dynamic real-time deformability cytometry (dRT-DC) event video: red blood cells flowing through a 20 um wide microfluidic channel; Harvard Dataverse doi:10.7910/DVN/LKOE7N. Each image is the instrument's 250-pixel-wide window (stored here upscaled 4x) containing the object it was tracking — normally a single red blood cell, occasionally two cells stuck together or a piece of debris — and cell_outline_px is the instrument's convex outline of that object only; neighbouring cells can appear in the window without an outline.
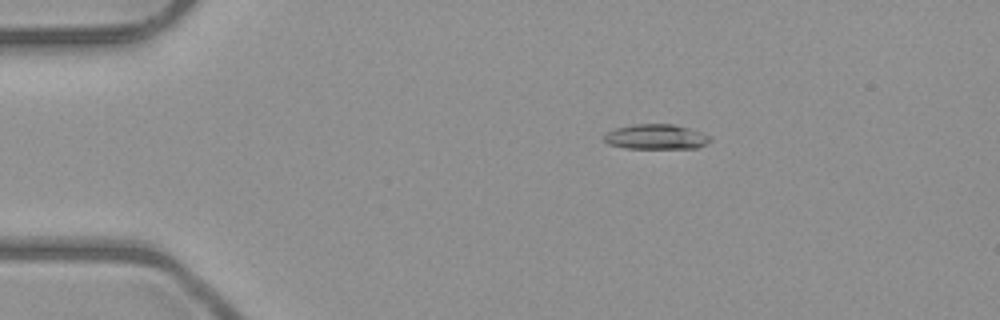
{"species": "common noctule bat (a hibernating species)", "species_latin": "Nyctalus noctula", "temperature_condition": "room temperature", "stored_images_in_passage": 6, "camera_frame_rate_fps": 3000, "um_per_image_px": 0.085, "animal": {"sex": "male", "body_mass_g": 23.1, "forearm_length_mm": 52.7}, "frame": {"image": 1, "passage_image": 2, "time_ms": 1.0, "image_size_px": [1000, 320], "cell_outline_px": [[712, 140], [696, 148], [624, 148], [608, 144], [604, 140], [604, 136], [608, 132], [616, 128], [632, 124], [672, 124], [688, 128], [712, 136]], "centroid_in_image_um": [55.76, 11.63], "position_along_channel_um": 29.2, "area_um2": 15.37}}
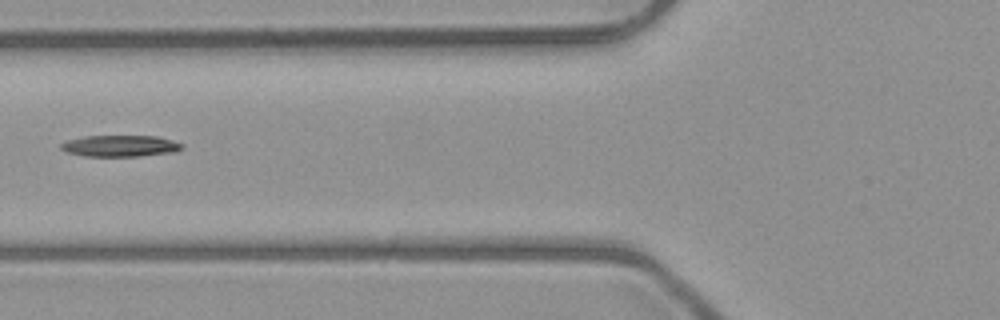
{"frame": {"image": 2, "passage_image": 5, "time_ms": 4.667, "image_size_px": [1000, 320], "cell_outline_px": [[184, 148], [176, 152], [140, 156], [84, 156], [68, 152], [60, 148], [60, 144], [64, 140], [84, 136], [156, 136], [172, 140], [184, 144]], "centroid_in_image_um": [10.23, 12.4], "position_along_channel_um": 115.6, "area_um2": 15.26}}
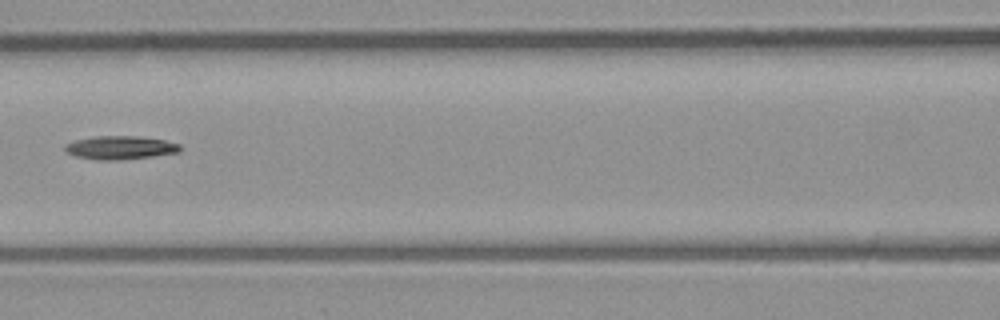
{"frame": {"image": 3, "passage_image": 6, "time_ms": 5.667, "image_size_px": [1000, 320], "cell_outline_px": [[180, 152], [152, 156], [116, 160], [96, 160], [76, 156], [68, 152], [64, 148], [64, 144], [76, 140], [96, 136], [140, 136], [164, 140], [180, 144]], "centroid_in_image_um": [10.22, 12.54], "position_along_channel_um": 156.4, "area_um2": 15.61}}